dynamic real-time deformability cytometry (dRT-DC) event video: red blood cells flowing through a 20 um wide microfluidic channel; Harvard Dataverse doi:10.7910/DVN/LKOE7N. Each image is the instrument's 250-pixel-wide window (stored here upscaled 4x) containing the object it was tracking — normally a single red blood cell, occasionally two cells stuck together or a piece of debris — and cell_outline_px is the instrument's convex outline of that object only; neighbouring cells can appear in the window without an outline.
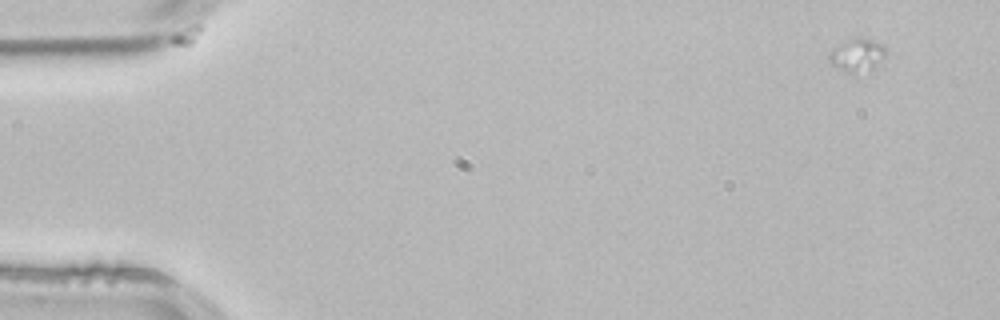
{"species": "common noctule bat (a hibernating species)", "species_latin": "Nyctalus noctula", "temperature_condition": "room temperature", "stored_images_in_passage": 3, "segment_of_instrument_passage": [1, 2], "camera_frame_rate_fps": 3000, "um_per_image_px": 0.085, "animal": {"sex": "male", "body_mass_g": 21.5, "forearm_length_mm": 52.0}, "frame": {"image": 1, "passage_image": 1, "time_ms": 0.0, "image_size_px": [1000, 320], "cell_outline_px": [[884, 56], [876, 68], [868, 72], [852, 72], [832, 64], [828, 60], [828, 52], [832, 48], [848, 40], [872, 40], [880, 44], [884, 48]], "centroid_in_image_um": [72.85, 4.72], "position_along_channel_um": 12.2, "area_um2": 10.35}}